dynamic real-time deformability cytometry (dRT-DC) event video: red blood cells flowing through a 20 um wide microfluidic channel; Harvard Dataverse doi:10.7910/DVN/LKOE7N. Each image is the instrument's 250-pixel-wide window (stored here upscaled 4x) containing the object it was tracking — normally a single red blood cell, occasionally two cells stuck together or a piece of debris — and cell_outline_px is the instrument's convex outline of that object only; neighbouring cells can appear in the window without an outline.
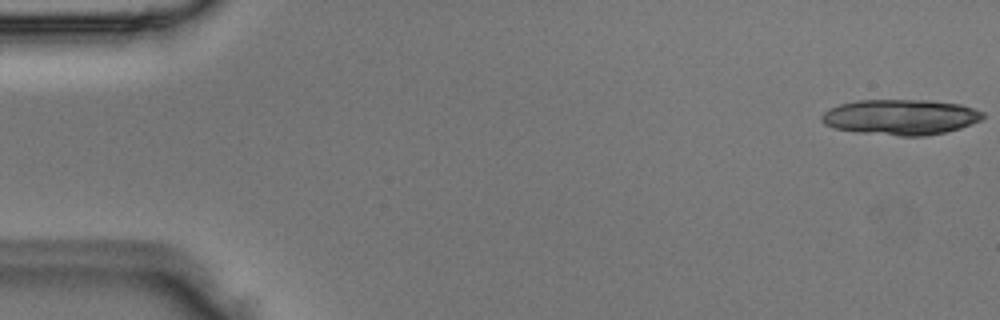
{"species": "Egyptian fruit bat (a non-hibernating species)", "species_latin": "Rousettus aegyptiacus", "temperature_condition": "room temperature", "stored_images_in_passage": 5, "segment_of_instrument_passage": [1, 2], "camera_frame_rate_fps": 3000, "um_per_image_px": 0.085, "animal": {"sex": "male"}, "frame": {"image": 1, "passage_image": 1, "time_ms": 0.0, "image_size_px": [1000, 320], "cell_outline_px": [[984, 116], [980, 120], [972, 124], [960, 128], [944, 132], [924, 136], [900, 136], [856, 132], [832, 128], [824, 124], [820, 120], [820, 116], [828, 108], [840, 104], [856, 100], [932, 100], [960, 104], [984, 112]], "centroid_in_image_um": [76.51, 9.95], "position_along_channel_um": 8.5, "area_um2": 33.58}}